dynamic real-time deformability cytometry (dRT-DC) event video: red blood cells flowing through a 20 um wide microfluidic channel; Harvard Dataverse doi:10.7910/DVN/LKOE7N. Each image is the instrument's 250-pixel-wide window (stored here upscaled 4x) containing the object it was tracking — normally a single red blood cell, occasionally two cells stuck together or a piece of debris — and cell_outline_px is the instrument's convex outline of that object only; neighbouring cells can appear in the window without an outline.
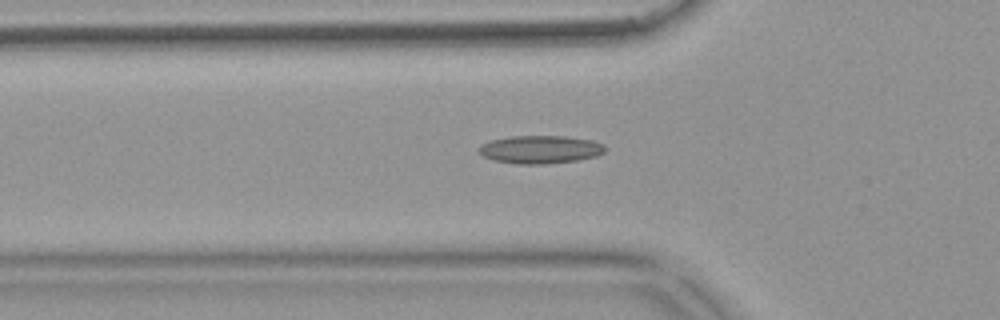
{"species": "common noctule bat (a hibernating species)", "species_latin": "Nyctalus noctula", "temperature_condition": "warm", "stored_images_in_passage": 32, "camera_frame_rate_fps": 3000, "um_per_image_px": 0.085, "animal": {"sex": "female", "body_mass_g": 18.4}, "frame": {"image": 1, "passage_image": 9, "time_ms": 2.667, "image_size_px": [1000, 320], "cell_outline_px": [[604, 152], [596, 156], [580, 160], [544, 164], [516, 164], [496, 160], [484, 156], [480, 152], [480, 144], [492, 140], [512, 136], [564, 136], [592, 140], [604, 144]], "centroid_in_image_um": [45.96, 12.7], "position_along_channel_um": 79.8, "area_um2": 20.46}}
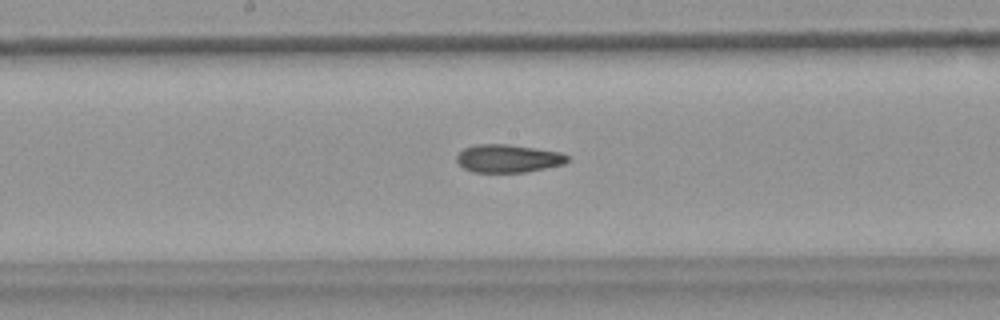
{"frame": {"image": 2, "passage_image": 19, "time_ms": 6.0, "image_size_px": [1000, 320], "cell_outline_px": [[572, 160], [564, 164], [524, 172], [472, 172], [464, 168], [456, 160], [456, 156], [464, 148], [476, 144], [508, 144], [560, 152], [568, 156]], "centroid_in_image_um": [43.2, 13.47], "position_along_channel_um": 205.0, "area_um2": 18.03}}
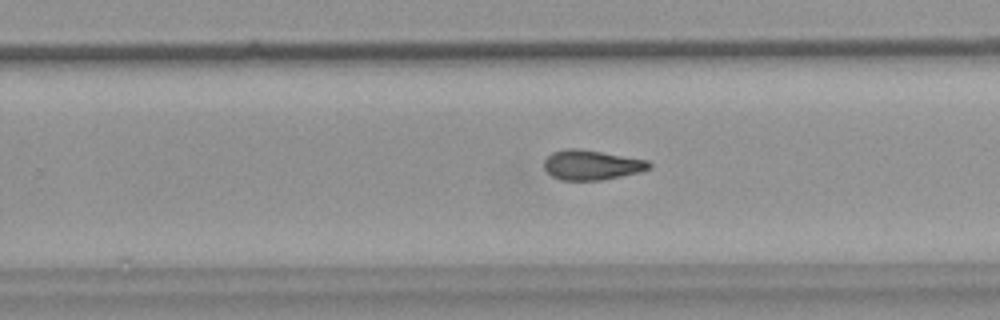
{"frame": {"image": 3, "passage_image": 25, "time_ms": 8.0, "image_size_px": [1000, 320], "cell_outline_px": [[652, 168], [640, 172], [604, 180], [560, 180], [552, 176], [544, 168], [544, 160], [552, 152], [568, 148], [576, 148], [648, 160], [652, 164]], "centroid_in_image_um": [50.3, 14.03], "position_along_channel_um": 279.5, "area_um2": 18.26}}